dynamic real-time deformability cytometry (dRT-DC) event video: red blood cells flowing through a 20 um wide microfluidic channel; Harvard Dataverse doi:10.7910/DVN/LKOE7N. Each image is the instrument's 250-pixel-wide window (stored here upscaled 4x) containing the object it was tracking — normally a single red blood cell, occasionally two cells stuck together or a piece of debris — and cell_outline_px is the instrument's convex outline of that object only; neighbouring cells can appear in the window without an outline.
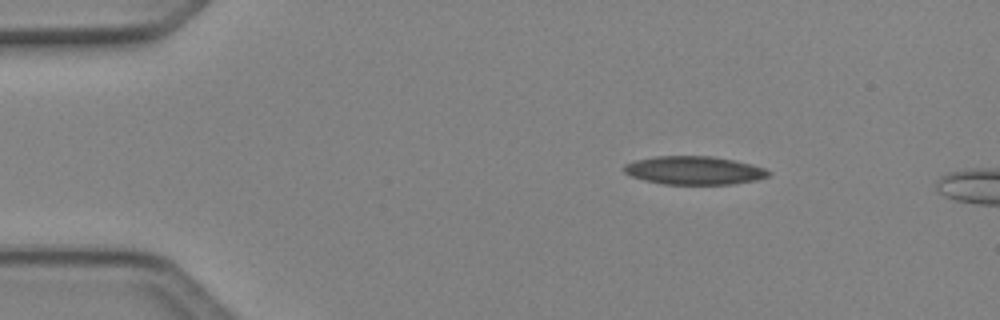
{"species": "Egyptian fruit bat (a non-hibernating species)", "species_latin": "Rousettus aegyptiacus", "temperature_condition": "cold", "stored_images_in_passage": 5, "camera_frame_rate_fps": 3000, "um_per_image_px": 0.085, "animal": {"sex": "female"}, "frame": {"image": 1, "passage_image": 1, "time_ms": 0.0, "image_size_px": [1000, 320], "cell_outline_px": [[772, 172], [768, 176], [756, 180], [732, 184], [664, 184], [644, 180], [632, 176], [624, 172], [624, 164], [636, 160], [656, 156], [712, 156], [732, 160], [764, 168]], "centroid_in_image_um": [58.98, 14.48], "position_along_channel_um": 26.0, "area_um2": 23.64}}